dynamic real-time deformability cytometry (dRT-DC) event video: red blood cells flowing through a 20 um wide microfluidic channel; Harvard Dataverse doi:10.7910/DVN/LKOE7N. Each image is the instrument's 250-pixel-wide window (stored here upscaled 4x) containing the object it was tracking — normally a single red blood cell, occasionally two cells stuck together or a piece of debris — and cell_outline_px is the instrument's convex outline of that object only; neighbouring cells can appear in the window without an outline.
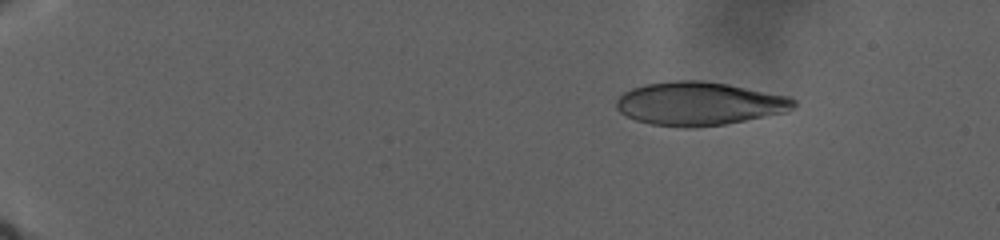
{"species": "human", "species_latin": "Homo sapiens", "temperature_condition": "warm", "stored_images_in_passage": 92, "camera_frame_rate_fps": 3000, "um_per_image_px": 0.085, "donor": {"sex": "male"}, "frame": {"image": 1, "passage_image": 16, "time_ms": 6.0, "image_size_px": [1000, 240], "cell_outline_px": [[796, 108], [788, 112], [724, 124], [692, 128], [684, 128], [652, 124], [636, 120], [620, 112], [616, 108], [616, 100], [624, 92], [632, 88], [644, 84], [672, 80], [700, 80], [728, 84], [788, 96], [796, 100]], "centroid_in_image_um": [59.45, 8.81], "position_along_channel_um": 25.6, "area_um2": 45.03}}
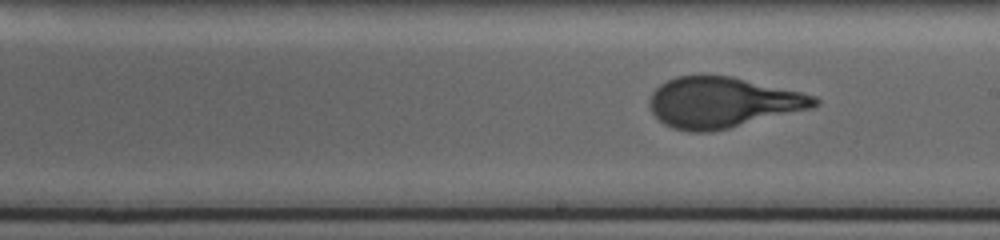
{"frame": {"image": 2, "passage_image": 58, "time_ms": 24.0, "image_size_px": [1000, 240], "cell_outline_px": [[820, 104], [812, 108], [712, 132], [688, 132], [672, 128], [664, 124], [652, 112], [648, 104], [648, 100], [652, 92], [660, 84], [676, 76], [732, 76], [800, 92], [816, 96], [820, 100]], "centroid_in_image_um": [61.4, 8.72], "position_along_channel_um": 227.6, "area_um2": 48.55}}
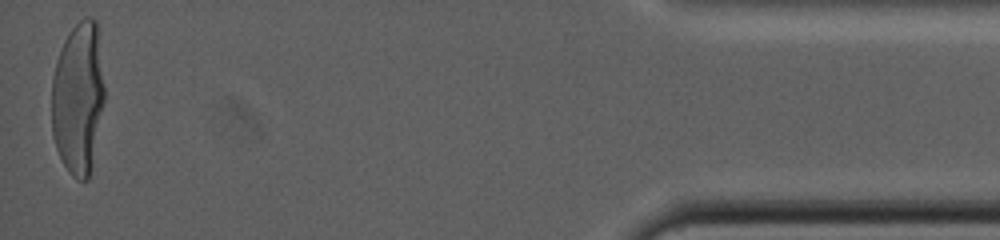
{"frame": {"image": 3, "passage_image": 92, "time_ms": 38.0, "image_size_px": [1000, 240], "cell_outline_px": [[104, 100], [92, 164], [88, 180], [76, 180], [68, 172], [56, 148], [52, 136], [52, 76], [56, 60], [60, 48], [68, 32], [80, 20], [88, 16], [96, 20], [104, 88]], "centroid_in_image_um": [6.62, 8.34], "position_along_channel_um": 428.6, "area_um2": 46.88}}